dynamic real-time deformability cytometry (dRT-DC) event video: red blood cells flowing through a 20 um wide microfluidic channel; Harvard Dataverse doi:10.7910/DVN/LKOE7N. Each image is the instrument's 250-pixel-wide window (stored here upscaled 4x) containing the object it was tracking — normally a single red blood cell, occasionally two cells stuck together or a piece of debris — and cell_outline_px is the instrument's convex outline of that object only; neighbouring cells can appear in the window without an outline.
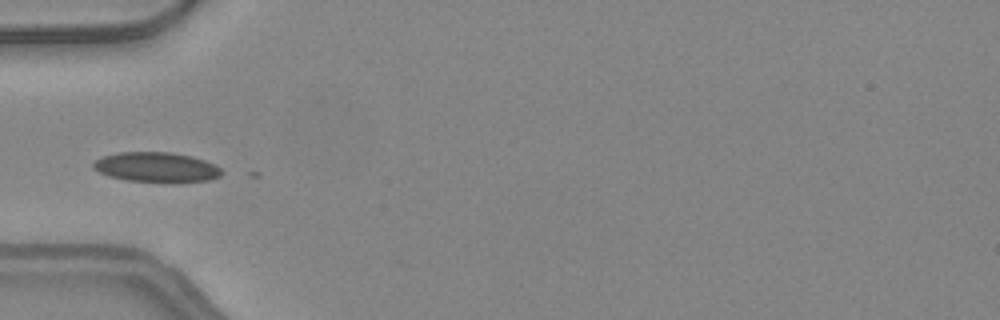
{"species": "common noctule bat (a hibernating species)", "species_latin": "Nyctalus noctula", "temperature_condition": "warm", "stored_images_in_passage": 15, "camera_frame_rate_fps": 3000, "um_per_image_px": 0.085, "animal": {"sex": "female", "body_mass_g": 24.6, "forearm_length_mm": 56.2}, "frame": {"image": 1, "passage_image": 1, "time_ms": 0.0, "image_size_px": [1000, 320], "cell_outline_px": [[220, 176], [208, 180], [124, 180], [108, 176], [92, 168], [92, 164], [100, 156], [116, 152], [172, 152], [192, 156], [216, 164], [220, 168]], "centroid_in_image_um": [13.22, 14.16], "position_along_channel_um": 71.8, "area_um2": 21.79}}